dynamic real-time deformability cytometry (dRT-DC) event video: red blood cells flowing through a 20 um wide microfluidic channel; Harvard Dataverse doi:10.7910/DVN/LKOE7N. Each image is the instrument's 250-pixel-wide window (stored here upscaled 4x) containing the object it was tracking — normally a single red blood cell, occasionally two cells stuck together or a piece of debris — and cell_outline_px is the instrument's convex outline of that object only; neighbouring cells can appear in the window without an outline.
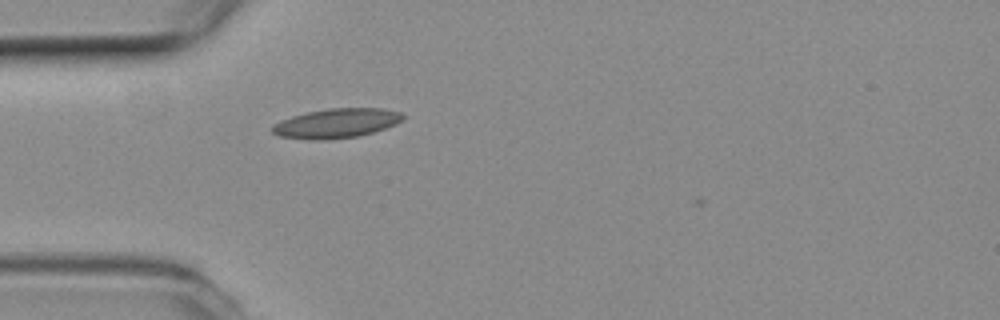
{"species": "common noctule bat (a hibernating species)", "species_latin": "Nyctalus noctula", "temperature_condition": "room temperature", "stored_images_in_passage": 39, "camera_frame_rate_fps": 3000, "um_per_image_px": 0.085, "animal": {"sex": "female", "body_mass_g": 19.3, "forearm_length_mm": 54.1}, "frame": {"image": 1, "passage_image": 1, "time_ms": 0.0, "image_size_px": [1000, 320], "cell_outline_px": [[404, 116], [400, 120], [384, 128], [372, 132], [356, 136], [320, 140], [308, 140], [280, 136], [272, 132], [272, 124], [280, 120], [292, 116], [308, 112], [328, 108], [384, 108], [400, 112]], "centroid_in_image_um": [28.53, 10.47], "position_along_channel_um": 56.5, "area_um2": 22.14}}
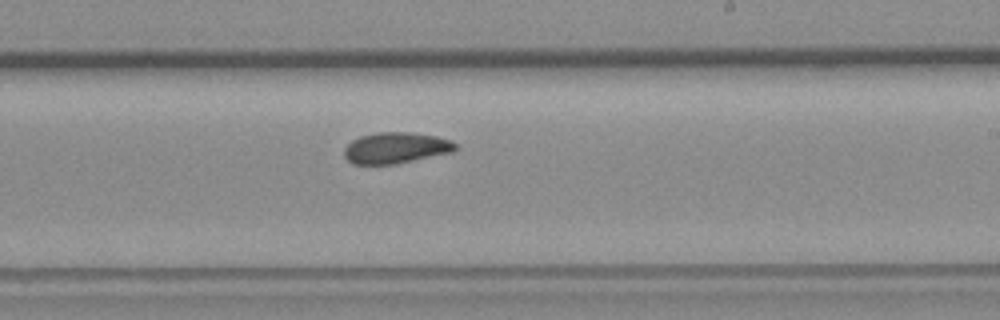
{"frame": {"image": 2, "passage_image": 17, "time_ms": 5.333, "image_size_px": [1000, 320], "cell_outline_px": [[456, 148], [452, 152], [396, 164], [352, 164], [344, 156], [344, 148], [352, 140], [360, 136], [376, 132], [412, 132], [436, 136], [452, 140], [456, 144]], "centroid_in_image_um": [33.63, 12.56], "position_along_channel_um": 255.4, "area_um2": 20.23}}
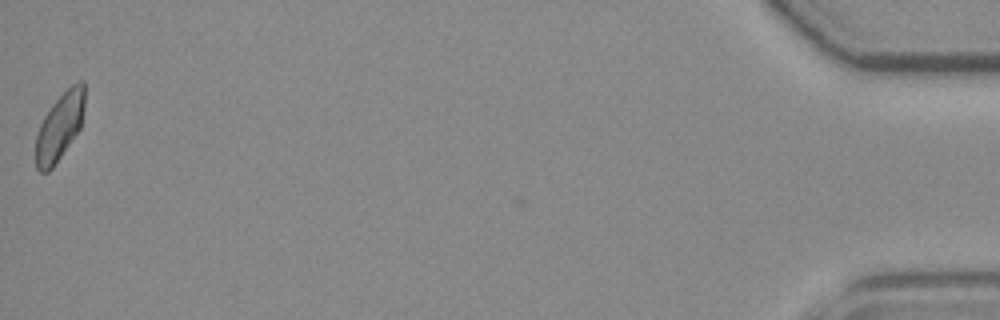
{"frame": {"image": 3, "passage_image": 39, "time_ms": 12.667, "image_size_px": [1000, 320], "cell_outline_px": [[84, 108], [80, 128], [52, 168], [48, 172], [40, 172], [36, 168], [36, 136], [40, 124], [44, 116], [52, 104], [72, 84], [80, 80], [84, 80]], "centroid_in_image_um": [5.07, 10.75], "position_along_channel_um": 430.1, "area_um2": 18.9}, "authors_computed_cell_mechanics": {"area_um2": 20.23, "velocity_mm_per_s": 3.8196, "shape_relaxation_time_tau1_ms": 9.202, "shape_relaxation_time_tau2_ms": 3.644, "deformation_change_tau1": 0.1566, "deformation_change_tau2": 0.078}}